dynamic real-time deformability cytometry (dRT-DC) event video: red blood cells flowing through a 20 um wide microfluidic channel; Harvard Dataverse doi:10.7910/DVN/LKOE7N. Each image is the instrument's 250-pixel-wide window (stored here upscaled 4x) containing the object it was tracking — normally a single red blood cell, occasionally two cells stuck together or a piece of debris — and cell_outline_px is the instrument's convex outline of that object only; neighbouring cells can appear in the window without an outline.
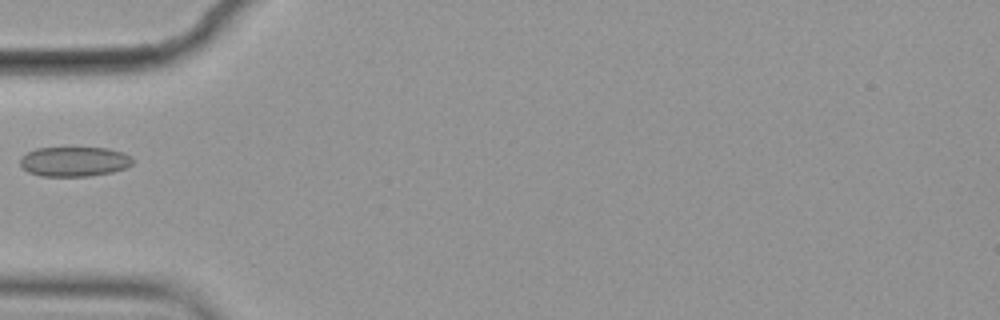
{"species": "common noctule bat (a hibernating species)", "species_latin": "Nyctalus noctula", "temperature_condition": "cold", "stored_images_in_passage": 6, "camera_frame_rate_fps": 3000, "um_per_image_px": 0.085, "animal": {"sex": "female", "body_mass_g": 19.9}, "frame": {"image": 1, "passage_image": 1, "time_ms": 0.0, "image_size_px": [1000, 320], "cell_outline_px": [[132, 164], [124, 168], [112, 172], [88, 176], [40, 176], [28, 172], [20, 164], [20, 156], [36, 148], [108, 148], [124, 152], [132, 156]], "centroid_in_image_um": [6.31, 13.73], "position_along_channel_um": 78.7, "area_um2": 19.54}}
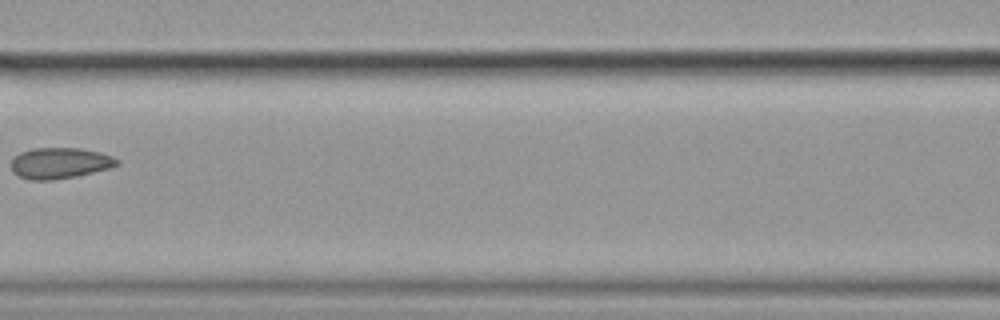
{"frame": {"image": 2, "passage_image": 3, "time_ms": 0.667, "image_size_px": [1000, 320], "cell_outline_px": [[120, 164], [108, 168], [76, 176], [52, 180], [28, 180], [12, 172], [12, 160], [20, 152], [32, 148], [80, 148], [100, 152], [112, 156], [120, 160]], "centroid_in_image_um": [5.09, 13.86], "position_along_channel_um": 161.5, "area_um2": 19.07}}
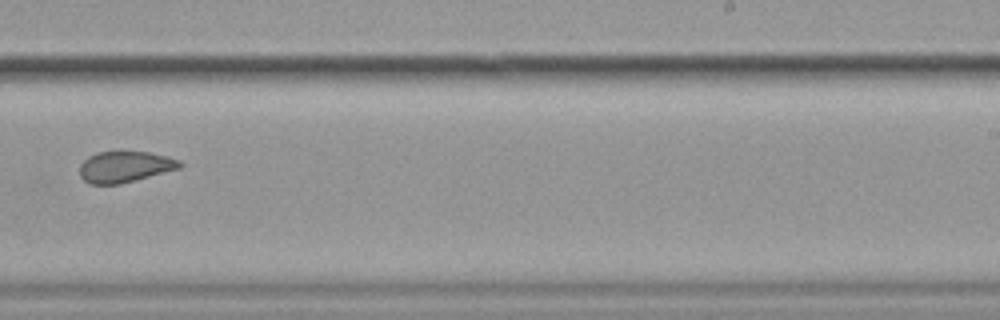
{"frame": {"image": 3, "passage_image": 6, "time_ms": 1.667, "image_size_px": [1000, 320], "cell_outline_px": [[184, 164], [180, 168], [120, 184], [88, 184], [80, 176], [80, 164], [88, 156], [96, 152], [148, 152], [168, 156], [180, 160]], "centroid_in_image_um": [10.61, 14.17], "position_along_channel_um": 278.4, "area_um2": 18.15}}